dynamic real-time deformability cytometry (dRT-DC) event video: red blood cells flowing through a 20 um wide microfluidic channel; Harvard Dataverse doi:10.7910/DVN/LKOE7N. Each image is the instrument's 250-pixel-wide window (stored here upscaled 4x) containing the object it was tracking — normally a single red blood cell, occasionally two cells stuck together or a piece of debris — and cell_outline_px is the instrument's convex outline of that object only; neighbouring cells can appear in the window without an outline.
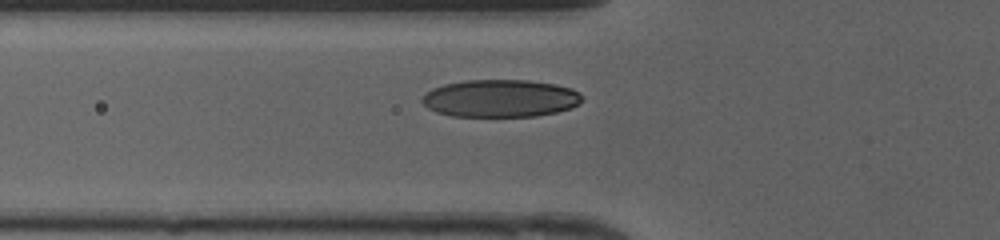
{"species": "human", "species_latin": "Homo sapiens", "temperature_condition": "cold", "stored_images_in_passage": 25, "camera_frame_rate_fps": 3000, "um_per_image_px": 0.085, "donor": {"sex": "female"}, "frame": {"image": 1, "passage_image": 2, "time_ms": 0.333, "image_size_px": [1000, 240], "cell_outline_px": [[584, 96], [580, 104], [572, 108], [556, 112], [536, 116], [452, 116], [436, 112], [428, 108], [420, 100], [432, 88], [444, 84], [464, 80], [528, 80], [556, 84], [572, 88], [580, 92]], "centroid_in_image_um": [42.57, 8.35], "position_along_channel_um": 83.2, "area_um2": 35.26}}
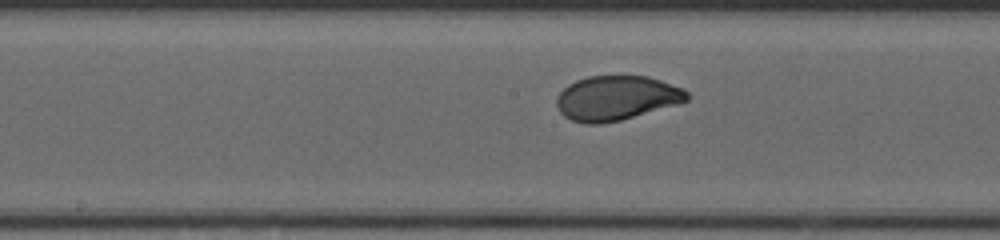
{"frame": {"image": 2, "passage_image": 10, "time_ms": 3.0, "image_size_px": [1000, 240], "cell_outline_px": [[688, 100], [680, 104], [620, 120], [600, 124], [584, 124], [572, 120], [564, 116], [560, 112], [556, 104], [556, 96], [568, 84], [576, 80], [588, 76], [648, 76], [684, 88], [688, 92]], "centroid_in_image_um": [52.4, 8.33], "position_along_channel_um": 195.8, "area_um2": 34.04}}
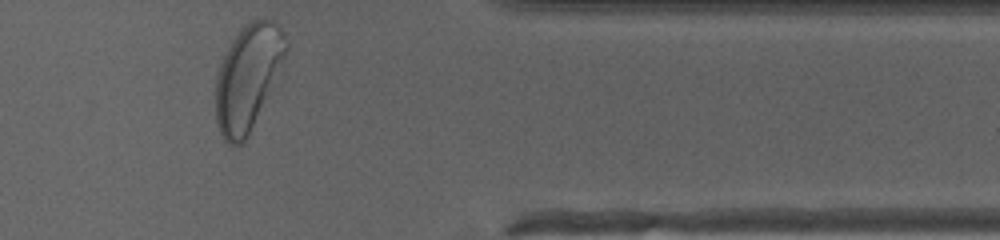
{"frame": {"image": 3, "passage_image": 25, "time_ms": 8.0, "image_size_px": [1000, 240], "cell_outline_px": [[288, 48], [248, 136], [244, 144], [236, 148], [228, 144], [224, 140], [216, 124], [216, 76], [220, 64], [232, 40], [240, 28], [252, 20], [272, 20], [280, 28], [288, 44]], "centroid_in_image_um": [21.02, 6.62], "position_along_channel_um": 390.4, "area_um2": 42.31}, "authors_computed_cell_mechanics": {"area_um2": 34.2754, "velocity_mm_per_s": 4.1806, "shape_relaxation_time_tau1_ms": 2.5625, "shape_relaxation_time_tau2_ms": null, "deformation_change_tau1": 0.1642, "deformation_change_tau2": null}}